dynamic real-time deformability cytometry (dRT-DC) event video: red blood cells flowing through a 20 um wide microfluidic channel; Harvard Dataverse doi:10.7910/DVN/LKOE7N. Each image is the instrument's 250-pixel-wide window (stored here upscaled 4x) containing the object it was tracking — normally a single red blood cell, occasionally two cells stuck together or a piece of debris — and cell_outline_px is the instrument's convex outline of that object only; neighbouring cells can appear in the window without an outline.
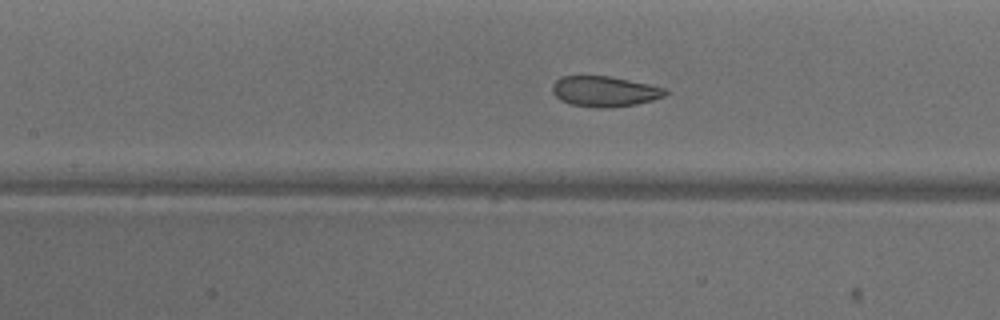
{"species": "common noctule bat (a hibernating species)", "species_latin": "Nyctalus noctula", "temperature_condition": "warm", "stored_images_in_passage": 12, "camera_frame_rate_fps": 3000, "um_per_image_px": 0.085, "animal": {"sex": "male", "body_mass_g": 18.8}, "frame": {"image": 1, "passage_image": 10, "time_ms": 3.0, "image_size_px": [1000, 320], "cell_outline_px": [[668, 92], [664, 96], [652, 100], [636, 104], [608, 108], [596, 108], [572, 104], [560, 100], [552, 92], [552, 84], [560, 76], [608, 76], [648, 84], [664, 88]], "centroid_in_image_um": [51.35, 7.77], "position_along_channel_um": 156.0, "area_um2": 19.94}}